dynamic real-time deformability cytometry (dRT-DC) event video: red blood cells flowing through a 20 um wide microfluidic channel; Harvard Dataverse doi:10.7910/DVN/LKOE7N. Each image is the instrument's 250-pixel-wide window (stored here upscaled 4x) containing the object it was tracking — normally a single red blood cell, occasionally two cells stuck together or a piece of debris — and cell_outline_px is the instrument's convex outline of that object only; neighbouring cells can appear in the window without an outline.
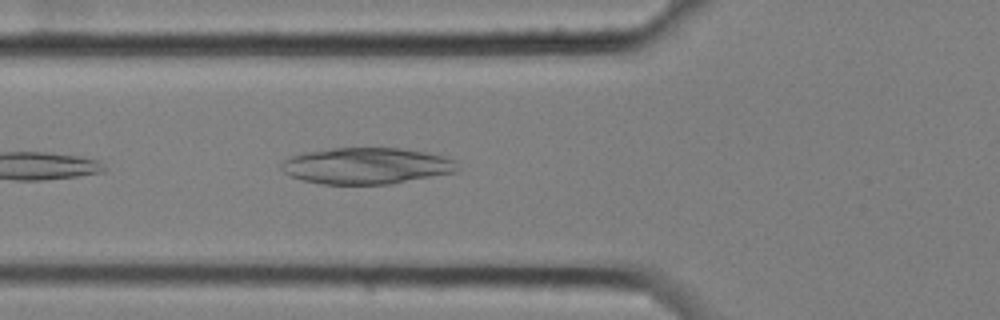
{"species": "common noctule bat (a hibernating species)", "species_latin": "Nyctalus noctula", "temperature_condition": "cold", "stored_images_in_passage": 5, "camera_frame_rate_fps": 3000, "um_per_image_px": 0.085, "animal": {"sex": "female", "body_mass_g": 25.1}, "frame": {"image": 1, "passage_image": 5, "time_ms": 1.333, "image_size_px": [1000, 320], "cell_outline_px": [[460, 168], [456, 172], [388, 184], [320, 184], [300, 180], [284, 172], [280, 168], [280, 164], [288, 156], [304, 152], [332, 148], [400, 148], [428, 152], [444, 156], [456, 160]], "centroid_in_image_um": [31.14, 14.09], "position_along_channel_um": 94.7, "area_um2": 37.63}}